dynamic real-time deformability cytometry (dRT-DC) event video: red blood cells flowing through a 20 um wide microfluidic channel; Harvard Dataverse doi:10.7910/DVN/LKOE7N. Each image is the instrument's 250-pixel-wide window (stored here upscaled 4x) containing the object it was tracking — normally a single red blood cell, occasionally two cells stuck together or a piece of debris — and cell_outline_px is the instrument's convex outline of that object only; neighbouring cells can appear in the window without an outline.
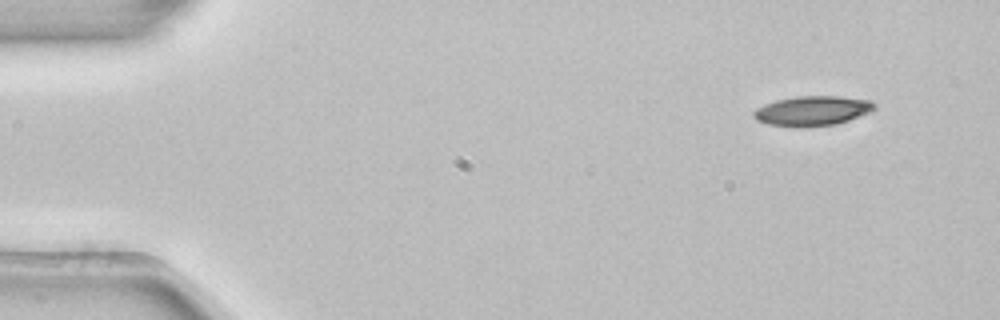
{"species": "common noctule bat (a hibernating species)", "species_latin": "Nyctalus noctula", "temperature_condition": "room temperature", "stored_images_in_passage": 3, "camera_frame_rate_fps": 3000, "um_per_image_px": 0.085, "animal": {"sex": "female", "body_mass_g": 22.7, "forearm_length_mm": 54.2}, "frame": {"image": 1, "passage_image": 1, "time_ms": 0.0, "image_size_px": [1000, 320], "cell_outline_px": [[876, 108], [872, 112], [836, 124], [804, 128], [800, 128], [768, 124], [756, 120], [752, 116], [752, 112], [756, 108], [764, 104], [776, 100], [796, 96], [840, 96], [872, 100], [876, 104]], "centroid_in_image_um": [69.06, 9.42], "position_along_channel_um": 15.9, "area_um2": 21.39}}
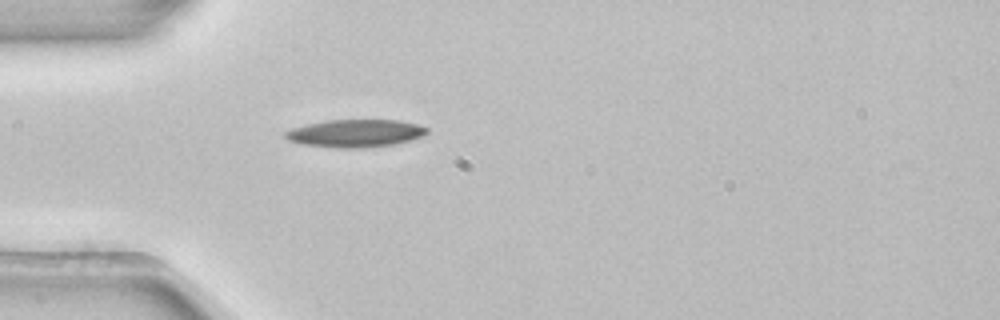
{"frame": {"image": 2, "passage_image": 3, "time_ms": 0.667, "image_size_px": [1000, 320], "cell_outline_px": [[428, 132], [420, 136], [408, 140], [392, 144], [364, 148], [340, 148], [300, 144], [288, 140], [284, 136], [284, 132], [292, 128], [308, 124], [328, 120], [400, 120], [416, 124], [428, 128]], "centroid_in_image_um": [30.16, 11.33], "position_along_channel_um": 54.8, "area_um2": 22.66}}